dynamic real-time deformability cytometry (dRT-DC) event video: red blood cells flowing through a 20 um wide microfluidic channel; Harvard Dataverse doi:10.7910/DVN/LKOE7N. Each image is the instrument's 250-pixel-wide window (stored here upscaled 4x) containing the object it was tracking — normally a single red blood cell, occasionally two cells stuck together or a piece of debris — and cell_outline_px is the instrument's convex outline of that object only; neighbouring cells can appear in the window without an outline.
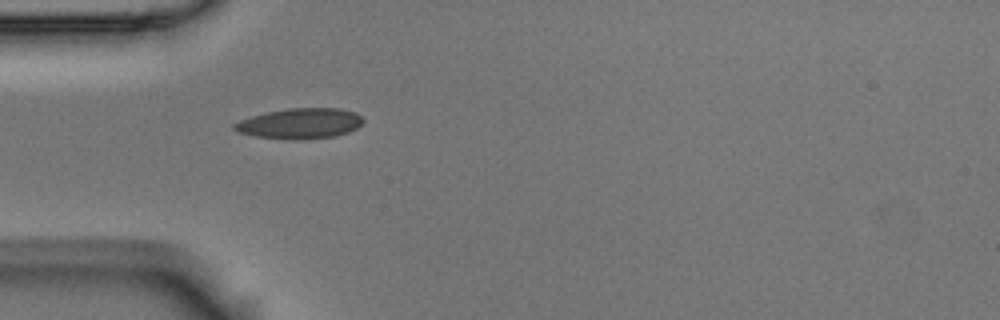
{"species": "Egyptian fruit bat (a non-hibernating species)", "species_latin": "Rousettus aegyptiacus", "temperature_condition": "room temperature", "stored_images_in_passage": 4, "camera_frame_rate_fps": 3000, "um_per_image_px": 0.085, "animal": {"sex": "male"}, "frame": {"image": 1, "passage_image": 1, "time_ms": 0.0, "image_size_px": [1000, 320], "cell_outline_px": [[364, 120], [356, 128], [348, 132], [336, 136], [300, 140], [292, 140], [256, 136], [236, 132], [232, 128], [232, 124], [240, 120], [252, 116], [268, 112], [288, 108], [340, 108], [356, 112]], "centroid_in_image_um": [25.49, 10.5], "position_along_channel_um": 59.5, "area_um2": 22.95}}